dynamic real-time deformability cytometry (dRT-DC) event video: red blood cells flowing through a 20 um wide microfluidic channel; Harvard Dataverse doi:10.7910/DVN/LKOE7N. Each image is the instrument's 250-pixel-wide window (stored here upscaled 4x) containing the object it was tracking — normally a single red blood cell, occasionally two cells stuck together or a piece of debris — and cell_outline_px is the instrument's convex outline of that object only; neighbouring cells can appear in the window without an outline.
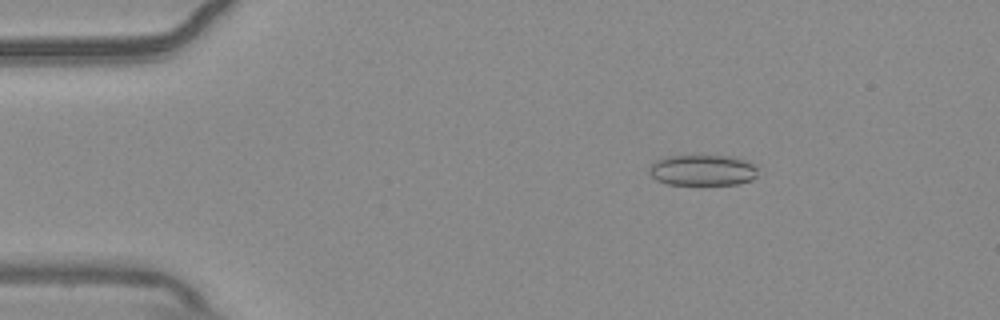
{"species": "common noctule bat (a hibernating species)", "species_latin": "Nyctalus noctula", "temperature_condition": "warm", "stored_images_in_passage": 54, "camera_frame_rate_fps": 3000, "um_per_image_px": 0.085, "animal": {"sex": "male", "body_mass_g": 20.4}, "frame": {"image": 1, "passage_image": 9, "time_ms": 2.667, "image_size_px": [1000, 320], "cell_outline_px": [[756, 176], [752, 180], [736, 184], [668, 184], [656, 180], [648, 172], [648, 168], [656, 160], [664, 156], [728, 156], [744, 160], [752, 164], [756, 168]], "centroid_in_image_um": [59.67, 14.47], "position_along_channel_um": 25.3, "area_um2": 19.36}}
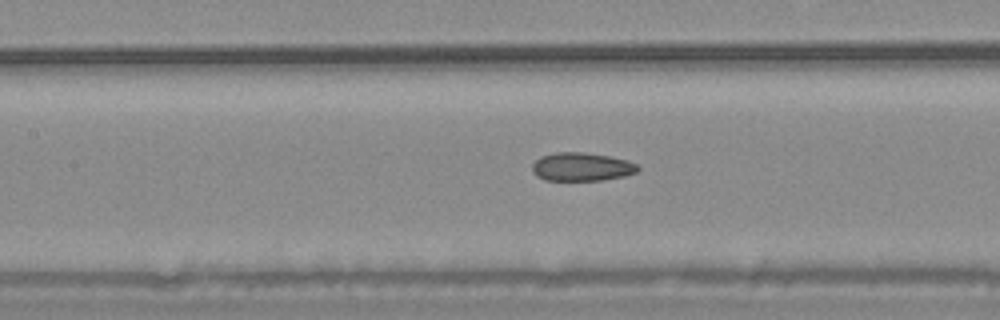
{"frame": {"image": 2, "passage_image": 25, "time_ms": 8.0, "image_size_px": [1000, 320], "cell_outline_px": [[640, 168], [636, 172], [624, 176], [604, 180], [544, 180], [536, 176], [532, 172], [532, 164], [540, 156], [556, 152], [584, 152], [608, 156], [628, 160], [636, 164]], "centroid_in_image_um": [49.42, 14.18], "position_along_channel_um": 158.0, "area_um2": 17.57}}
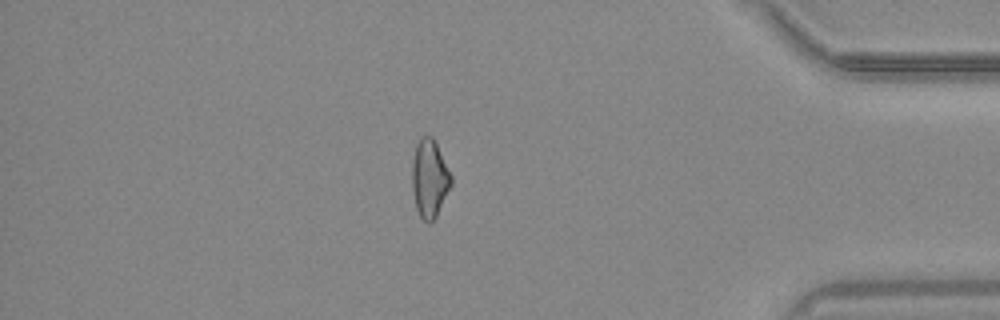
{"frame": {"image": 3, "passage_image": 47, "time_ms": 15.333, "image_size_px": [1000, 320], "cell_outline_px": [[452, 184], [436, 216], [428, 224], [420, 216], [416, 208], [412, 192], [412, 160], [416, 144], [420, 136], [432, 136], [452, 176]], "centroid_in_image_um": [36.49, 15.16], "position_along_channel_um": 398.7, "area_um2": 17.69}, "authors_computed_cell_mechanics": {"area_um2": 18.2359, "velocity_mm_per_s": 3.7672, "shape_relaxation_time_tau1_ms": null, "shape_relaxation_time_tau2_ms": 3.3587, "deformation_change_tau1": null, "deformation_change_tau2": 0.091}}